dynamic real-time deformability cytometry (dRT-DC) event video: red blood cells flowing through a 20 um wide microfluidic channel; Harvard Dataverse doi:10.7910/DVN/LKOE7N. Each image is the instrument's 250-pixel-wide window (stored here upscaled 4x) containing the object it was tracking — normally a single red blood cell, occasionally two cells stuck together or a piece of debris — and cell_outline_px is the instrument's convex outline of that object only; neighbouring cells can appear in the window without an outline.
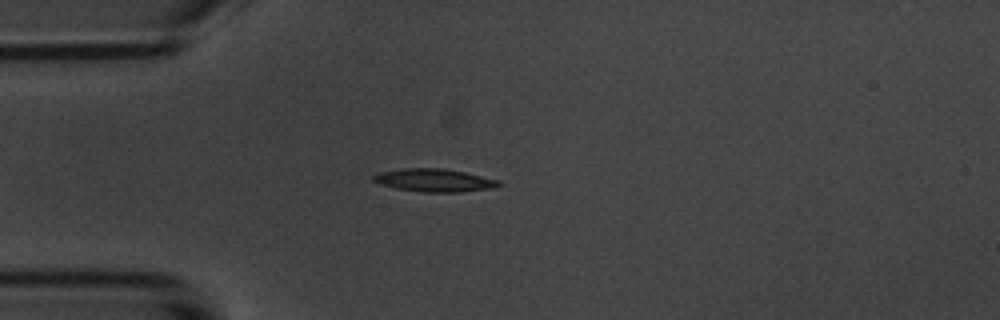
{"species": "common noctule bat (a hibernating species)", "species_latin": "Nyctalus noctula", "temperature_condition": "room temperature", "stored_images_in_passage": 2, "camera_frame_rate_fps": 3000, "um_per_image_px": 0.085, "animal": {"sex": "male", "body_mass_g": 20.1, "forearm_length_mm": 53.5}, "frame": {"image": 1, "passage_image": 1, "time_ms": 0.0, "image_size_px": [1000, 320], "cell_outline_px": [[504, 184], [492, 188], [460, 192], [424, 192], [396, 188], [380, 184], [372, 180], [372, 176], [380, 172], [400, 168], [444, 168], [464, 172], [500, 180]], "centroid_in_image_um": [36.93, 15.32], "position_along_channel_um": 48.1, "area_um2": 16.82}}